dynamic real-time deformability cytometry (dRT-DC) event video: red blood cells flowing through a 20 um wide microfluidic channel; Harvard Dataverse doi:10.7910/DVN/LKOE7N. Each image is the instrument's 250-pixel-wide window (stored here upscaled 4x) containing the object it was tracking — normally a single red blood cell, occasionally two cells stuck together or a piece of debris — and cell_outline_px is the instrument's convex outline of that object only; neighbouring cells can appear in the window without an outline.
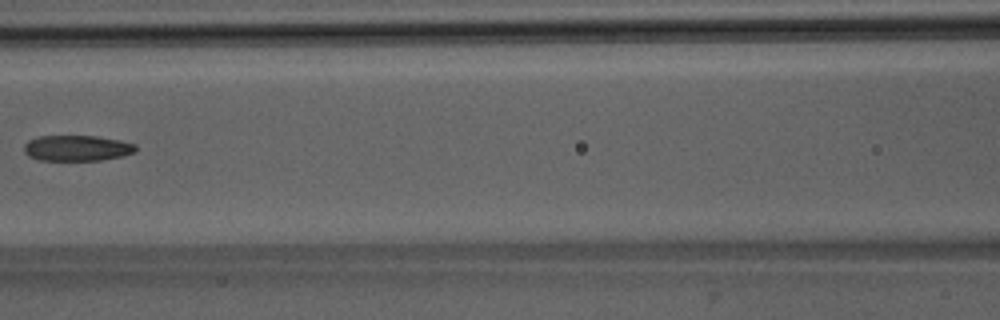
{"species": "Egyptian fruit bat (a non-hibernating species)", "species_latin": "Rousettus aegyptiacus", "temperature_condition": "room temperature", "stored_images_in_passage": 3, "camera_frame_rate_fps": 3000, "um_per_image_px": 0.085, "animal": {"sex": "male"}, "frame": {"image": 1, "passage_image": 3, "time_ms": 2.333, "image_size_px": [1000, 320], "cell_outline_px": [[136, 152], [124, 156], [100, 160], [40, 160], [28, 156], [24, 152], [24, 144], [28, 140], [40, 136], [96, 136], [120, 140], [136, 144]], "centroid_in_image_um": [6.56, 12.59], "position_along_channel_um": 160.0, "area_um2": 16.82}}